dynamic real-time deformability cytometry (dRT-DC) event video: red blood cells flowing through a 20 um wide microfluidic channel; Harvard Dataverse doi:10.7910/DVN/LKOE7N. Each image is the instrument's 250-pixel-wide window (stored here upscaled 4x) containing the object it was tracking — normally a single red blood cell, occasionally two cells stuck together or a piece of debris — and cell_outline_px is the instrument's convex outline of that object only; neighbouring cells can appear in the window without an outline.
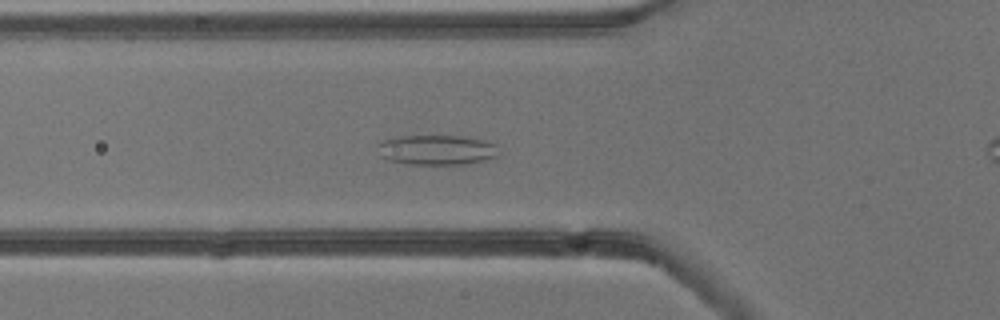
{"species": "common noctule bat (a hibernating species)", "species_latin": "Nyctalus noctula", "temperature_condition": "cold", "stored_images_in_passage": 46, "camera_frame_rate_fps": 3000, "um_per_image_px": 0.085, "animal": {"sex": "male", "body_mass_g": 13.3}, "frame": {"image": 1, "passage_image": 11, "time_ms": 3.333, "image_size_px": [1000, 320], "cell_outline_px": [[500, 156], [484, 160], [464, 164], [404, 164], [388, 160], [380, 156], [376, 144], [380, 140], [400, 136], [460, 136], [484, 140], [496, 144]], "centroid_in_image_um": [37.09, 12.74], "position_along_channel_um": 88.7, "area_um2": 21.39}}
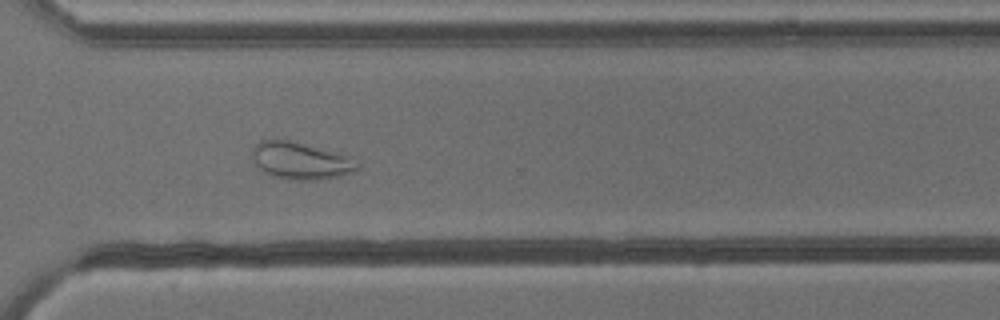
{"frame": {"image": 2, "passage_image": 31, "time_ms": 10.0, "image_size_px": [1000, 320], "cell_outline_px": [[360, 168], [340, 176], [316, 180], [288, 180], [272, 176], [264, 172], [256, 164], [252, 156], [252, 148], [260, 140], [288, 140], [348, 156], [360, 164]], "centroid_in_image_um": [25.53, 13.68], "position_along_channel_um": 345.1, "area_um2": 22.43}}
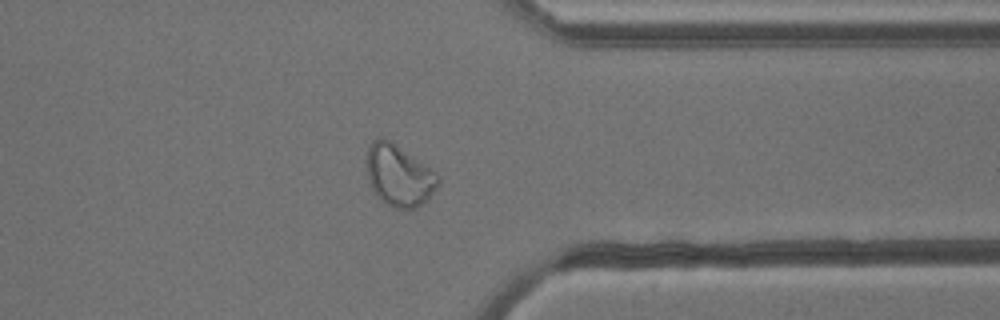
{"frame": {"image": 3, "passage_image": 34, "time_ms": 11.0, "image_size_px": [1000, 320], "cell_outline_px": [[440, 180], [436, 188], [428, 200], [416, 208], [396, 208], [384, 204], [376, 196], [372, 188], [368, 176], [368, 148], [372, 140], [376, 136], [384, 136], [396, 144], [436, 172], [440, 176]], "centroid_in_image_um": [33.92, 14.91], "position_along_channel_um": 377.5, "area_um2": 25.66}, "authors_computed_cell_mechanics": {"area_um2": 24.1893, "velocity_mm_per_s": 3.8372, "shape_relaxation_time_tau1_ms": null, "shape_relaxation_time_tau2_ms": 2.4895, "deformation_change_tau1": null, "deformation_change_tau2": 0.0781}}